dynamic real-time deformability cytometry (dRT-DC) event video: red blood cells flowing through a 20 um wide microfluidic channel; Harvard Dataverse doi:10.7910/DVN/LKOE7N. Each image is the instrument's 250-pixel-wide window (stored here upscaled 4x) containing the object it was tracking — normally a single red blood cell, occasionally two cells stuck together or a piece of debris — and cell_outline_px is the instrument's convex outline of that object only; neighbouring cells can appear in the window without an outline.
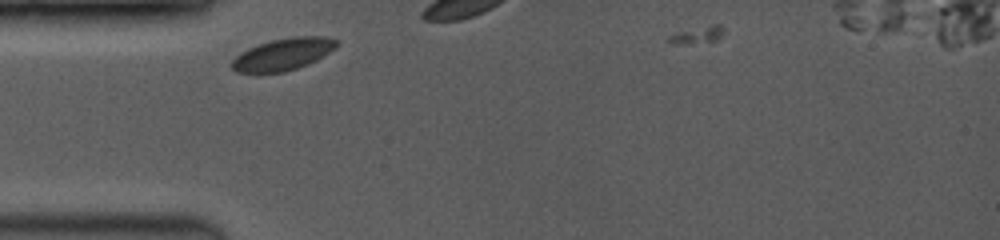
{"species": "common noctule bat (a hibernating species)", "species_latin": "Nyctalus noctula", "temperature_condition": "room temperature", "stored_images_in_passage": 3, "camera_frame_rate_fps": 3500, "um_per_image_px": 0.085, "animal": {"sex": "female", "body_mass_g": 19.0, "forearm_length_mm": 53.3}, "frame": {"image": 1, "passage_image": 1, "time_ms": 0.0, "image_size_px": [1000, 240], "cell_outline_px": [[340, 44], [336, 48], [316, 60], [308, 64], [284, 72], [236, 72], [232, 68], [232, 60], [240, 52], [248, 48], [272, 40], [292, 36], [324, 36], [340, 40]], "centroid_in_image_um": [24.11, 4.59], "position_along_channel_um": 60.9, "area_um2": 19.54}}